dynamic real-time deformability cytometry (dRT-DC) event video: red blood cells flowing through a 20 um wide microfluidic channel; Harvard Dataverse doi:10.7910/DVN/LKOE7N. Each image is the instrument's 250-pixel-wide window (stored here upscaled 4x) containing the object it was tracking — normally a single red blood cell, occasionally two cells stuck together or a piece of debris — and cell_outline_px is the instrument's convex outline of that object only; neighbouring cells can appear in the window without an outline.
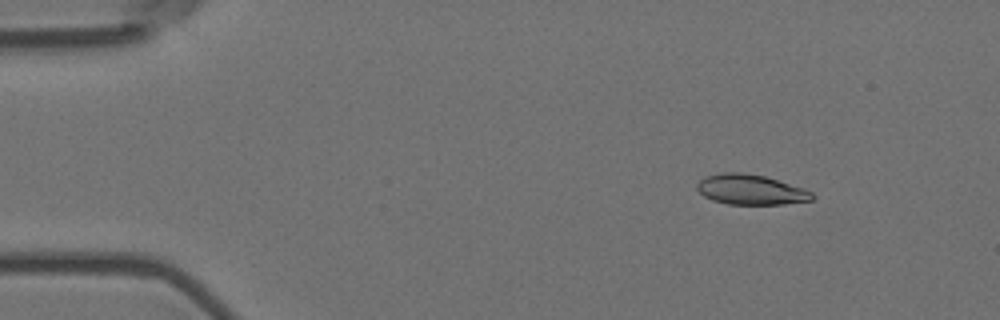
{"species": "Egyptian fruit bat (a non-hibernating species)", "species_latin": "Rousettus aegyptiacus", "temperature_condition": "room temperature", "stored_images_in_passage": 5, "camera_frame_rate_fps": 3000, "um_per_image_px": 0.085, "animal": {"sex": "female"}, "frame": {"image": 1, "passage_image": 2, "time_ms": 0.333, "image_size_px": [1000, 320], "cell_outline_px": [[816, 196], [812, 200], [784, 204], [728, 204], [712, 200], [704, 196], [696, 188], [696, 184], [704, 176], [724, 172], [740, 172], [764, 176], [804, 188], [812, 192]], "centroid_in_image_um": [63.8, 16.12], "position_along_channel_um": 21.2, "area_um2": 20.23}}
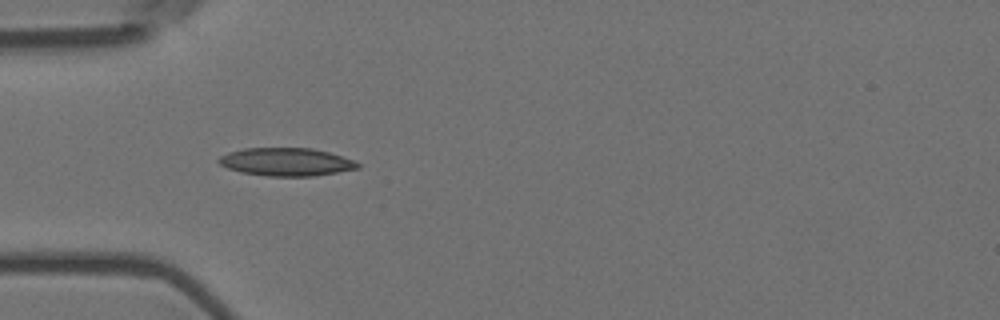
{"frame": {"image": 2, "passage_image": 4, "time_ms": 1.0, "image_size_px": [1000, 320], "cell_outline_px": [[360, 168], [316, 176], [268, 176], [240, 172], [228, 168], [220, 164], [216, 160], [220, 156], [228, 152], [244, 148], [312, 148], [328, 152], [356, 160], [360, 164]], "centroid_in_image_um": [24.35, 13.76], "position_along_channel_um": 60.7, "area_um2": 22.83}}
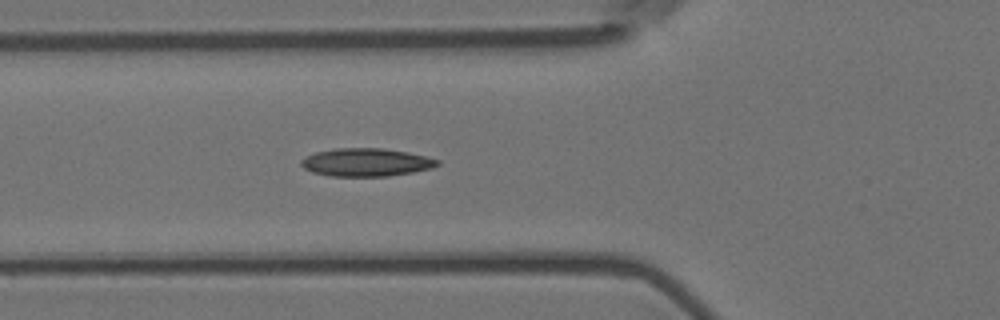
{"frame": {"image": 3, "passage_image": 5, "time_ms": 1.333, "image_size_px": [1000, 320], "cell_outline_px": [[440, 164], [432, 168], [412, 172], [388, 176], [332, 176], [312, 172], [304, 168], [300, 164], [300, 160], [316, 152], [336, 148], [384, 148], [408, 152], [440, 160]], "centroid_in_image_um": [31.13, 13.79], "position_along_channel_um": 94.7, "area_um2": 22.2}}